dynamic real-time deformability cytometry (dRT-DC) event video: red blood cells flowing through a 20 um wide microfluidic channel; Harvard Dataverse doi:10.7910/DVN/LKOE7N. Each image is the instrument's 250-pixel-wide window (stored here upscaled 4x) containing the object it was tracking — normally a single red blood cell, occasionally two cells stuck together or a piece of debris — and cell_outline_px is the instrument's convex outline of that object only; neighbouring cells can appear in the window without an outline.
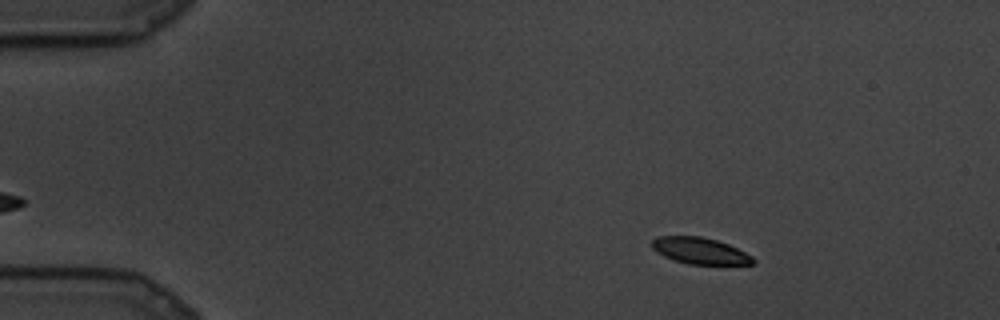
{"species": "common noctule bat (a hibernating species)", "species_latin": "Nyctalus noctula", "temperature_condition": "cold", "stored_images_in_passage": 79, "camera_frame_rate_fps": 3000, "um_per_image_px": 0.085, "animal": {"sex": "male", "body_mass_g": 19.5, "forearm_length_mm": 54.6}, "frame": {"image": 1, "passage_image": 5, "time_ms": 1.333, "image_size_px": [1000, 320], "cell_outline_px": [[756, 264], [688, 264], [664, 256], [656, 252], [652, 248], [652, 240], [656, 236], [700, 236], [716, 240], [728, 244], [752, 256], [756, 260]], "centroid_in_image_um": [59.49, 21.31], "position_along_channel_um": 25.5, "area_um2": 15.49}}
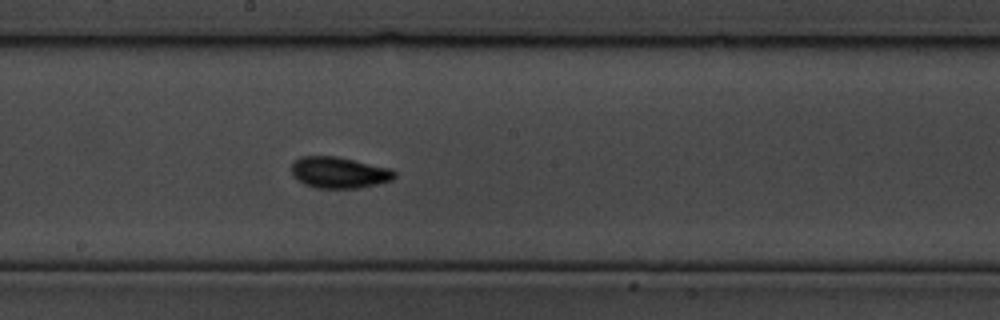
{"frame": {"image": 2, "passage_image": 40, "time_ms": 13.0, "image_size_px": [1000, 320], "cell_outline_px": [[396, 176], [392, 180], [376, 184], [356, 188], [316, 188], [304, 184], [296, 180], [292, 172], [292, 164], [300, 156], [336, 156], [392, 168], [396, 172]], "centroid_in_image_um": [28.83, 14.66], "position_along_channel_um": 219.4, "area_um2": 18.84}}
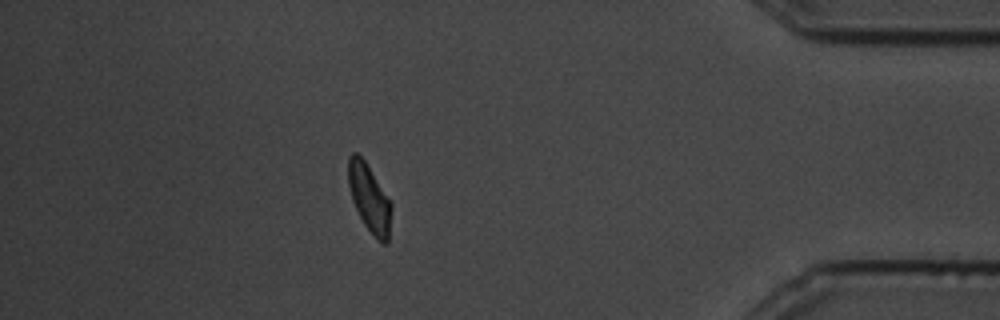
{"frame": {"image": 3, "passage_image": 69, "time_ms": 22.667, "image_size_px": [1000, 320], "cell_outline_px": [[392, 208], [388, 244], [380, 244], [364, 224], [352, 200], [348, 184], [348, 156], [352, 152], [356, 152], [364, 160], [392, 204]], "centroid_in_image_um": [31.4, 16.88], "position_along_channel_um": 403.8, "area_um2": 16.94}}